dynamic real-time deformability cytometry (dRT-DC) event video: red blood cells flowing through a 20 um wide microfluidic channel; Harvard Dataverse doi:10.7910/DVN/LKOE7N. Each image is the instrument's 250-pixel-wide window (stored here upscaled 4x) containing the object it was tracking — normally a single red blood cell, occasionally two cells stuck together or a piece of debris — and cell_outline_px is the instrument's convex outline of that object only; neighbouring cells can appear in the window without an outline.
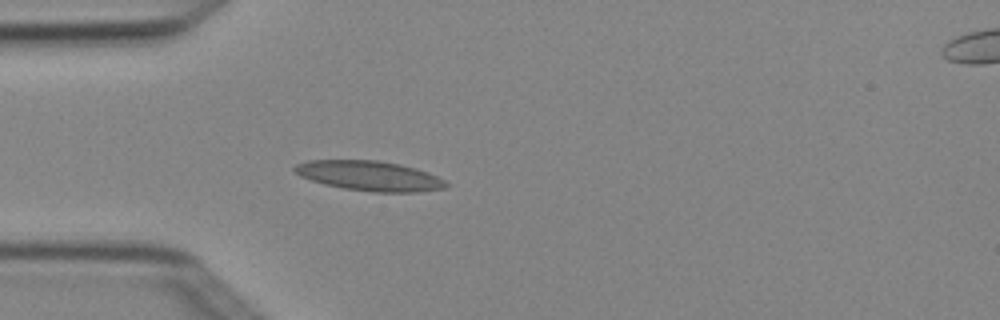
{"species": "Egyptian fruit bat (a non-hibernating species)", "species_latin": "Rousettus aegyptiacus", "temperature_condition": "cold", "stored_images_in_passage": 2, "camera_frame_rate_fps": 3000, "um_per_image_px": 0.085, "animal": {"sex": "female"}, "frame": {"image": 1, "passage_image": 2, "time_ms": 0.333, "image_size_px": [1000, 320], "cell_outline_px": [[448, 184], [444, 188], [420, 192], [372, 192], [344, 188], [324, 184], [300, 176], [292, 172], [292, 168], [296, 164], [308, 160], [376, 160], [400, 164], [416, 168], [428, 172], [444, 180]], "centroid_in_image_um": [31.38, 14.94], "position_along_channel_um": 53.6, "area_um2": 26.41}}